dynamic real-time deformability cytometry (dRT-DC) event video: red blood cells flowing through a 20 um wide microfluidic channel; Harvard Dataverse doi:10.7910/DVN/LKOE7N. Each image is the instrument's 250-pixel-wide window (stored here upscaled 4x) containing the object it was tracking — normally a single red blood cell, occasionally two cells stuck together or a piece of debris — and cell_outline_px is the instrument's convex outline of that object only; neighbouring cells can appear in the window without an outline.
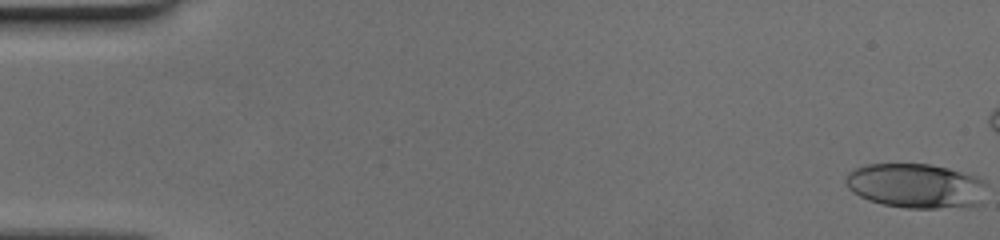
{"species": "human", "species_latin": "Homo sapiens", "temperature_condition": "cold", "stored_images_in_passage": 47, "camera_frame_rate_fps": 3000, "um_per_image_px": 0.085, "donor": {"sex": "female"}, "frame": {"image": 1, "passage_image": 1, "time_ms": 0.0, "image_size_px": [1000, 240], "cell_outline_px": [[984, 184], [976, 204], [936, 208], [908, 208], [884, 204], [868, 200], [852, 192], [848, 188], [844, 180], [848, 172], [856, 168], [868, 164], [928, 164], [948, 168], [976, 176], [984, 180]], "centroid_in_image_um": [77.74, 15.77], "position_along_channel_um": 7.3, "area_um2": 35.89}}
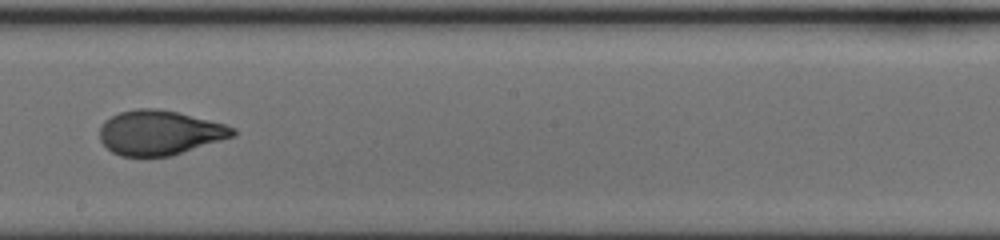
{"frame": {"image": 2, "passage_image": 30, "time_ms": 9.667, "image_size_px": [1000, 240], "cell_outline_px": [[236, 136], [172, 156], [120, 156], [112, 152], [100, 140], [100, 128], [104, 120], [120, 112], [136, 108], [156, 108], [176, 112], [224, 124], [236, 128]], "centroid_in_image_um": [13.58, 11.28], "position_along_channel_um": 234.6, "area_um2": 34.62}}
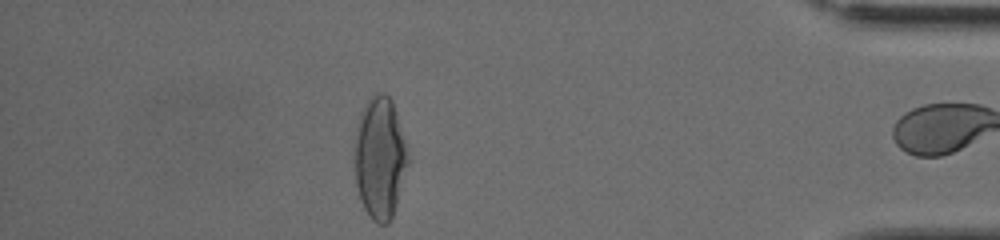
{"frame": {"image": 3, "passage_image": 46, "time_ms": 15.0, "image_size_px": [1000, 240], "cell_outline_px": [[408, 164], [396, 204], [392, 216], [388, 224], [380, 224], [372, 220], [364, 208], [360, 200], [356, 184], [356, 140], [360, 116], [364, 104], [376, 92], [384, 92], [392, 100], [404, 140], [408, 160]], "centroid_in_image_um": [32.29, 13.44], "position_along_channel_um": 402.9, "area_um2": 36.99}}